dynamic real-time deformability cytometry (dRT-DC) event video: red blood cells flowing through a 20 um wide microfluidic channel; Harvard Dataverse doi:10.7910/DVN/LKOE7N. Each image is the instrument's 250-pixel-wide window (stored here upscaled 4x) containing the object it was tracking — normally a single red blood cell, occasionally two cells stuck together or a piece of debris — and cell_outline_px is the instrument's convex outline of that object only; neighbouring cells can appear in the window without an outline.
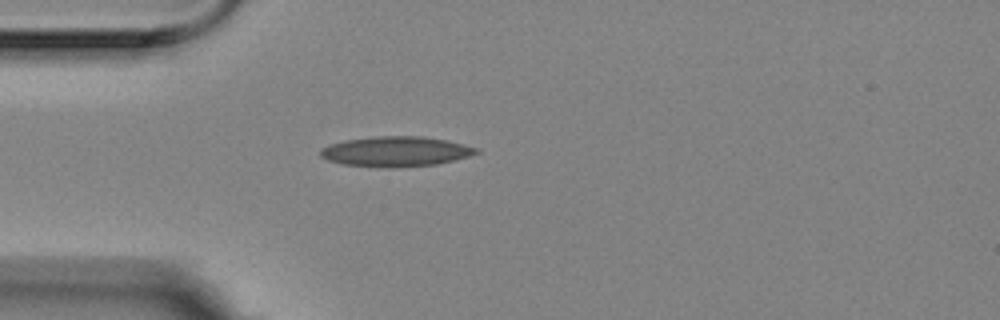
{"species": "Egyptian fruit bat (a non-hibernating species)", "species_latin": "Rousettus aegyptiacus", "temperature_condition": "room temperature", "stored_images_in_passage": 7, "camera_frame_rate_fps": 3000, "um_per_image_px": 0.085, "animal": {"sex": "female"}, "frame": {"image": 1, "passage_image": 1, "time_ms": 0.0, "image_size_px": [1000, 320], "cell_outline_px": [[480, 152], [456, 160], [436, 164], [392, 168], [388, 168], [344, 164], [328, 160], [320, 156], [320, 152], [328, 144], [344, 140], [376, 136], [424, 136], [448, 140], [480, 148]], "centroid_in_image_um": [33.69, 12.87], "position_along_channel_um": 51.3, "area_um2": 27.46}}
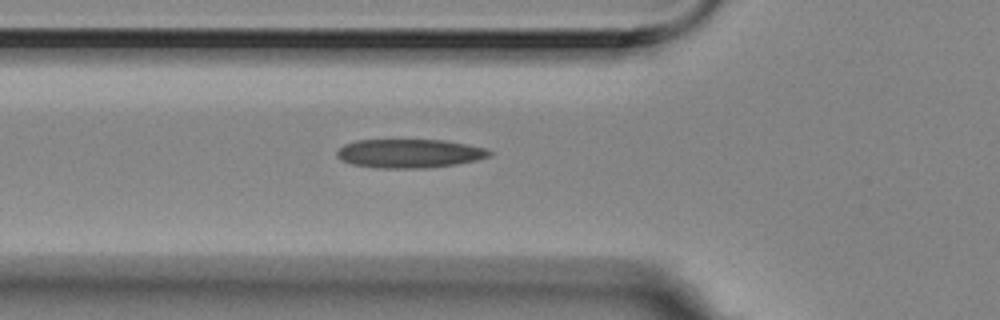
{"frame": {"image": 2, "passage_image": 5, "time_ms": 1.333, "image_size_px": [1000, 320], "cell_outline_px": [[492, 156], [476, 160], [456, 164], [424, 168], [380, 168], [352, 164], [340, 160], [336, 156], [336, 152], [344, 144], [356, 140], [444, 140], [468, 144], [484, 148], [492, 152]], "centroid_in_image_um": [34.79, 13.04], "position_along_channel_um": 91.0, "area_um2": 25.61}}